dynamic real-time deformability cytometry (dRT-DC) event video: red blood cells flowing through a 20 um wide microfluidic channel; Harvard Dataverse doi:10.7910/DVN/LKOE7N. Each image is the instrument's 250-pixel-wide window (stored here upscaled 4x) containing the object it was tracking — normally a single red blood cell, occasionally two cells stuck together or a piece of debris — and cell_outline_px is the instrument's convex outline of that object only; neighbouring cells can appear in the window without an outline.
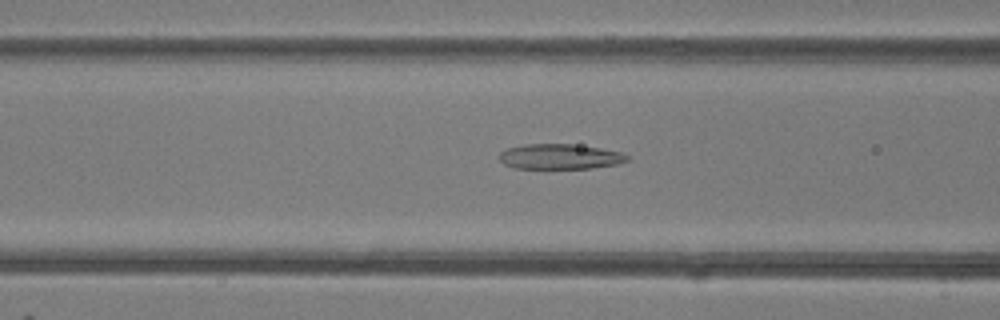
{"species": "common noctule bat (a hibernating species)", "species_latin": "Nyctalus noctula", "temperature_condition": "room temperature", "stored_images_in_passage": 40, "camera_frame_rate_fps": 3000, "um_per_image_px": 0.085, "animal": {"sex": "female"}, "frame": {"image": 1, "passage_image": 12, "time_ms": 3.667, "image_size_px": [1000, 320], "cell_outline_px": [[628, 160], [620, 164], [592, 168], [512, 168], [504, 164], [496, 156], [500, 152], [508, 148], [524, 144], [572, 144], [600, 148], [620, 152], [628, 156]], "centroid_in_image_um": [47.56, 13.31], "position_along_channel_um": 119.0, "area_um2": 18.84}}
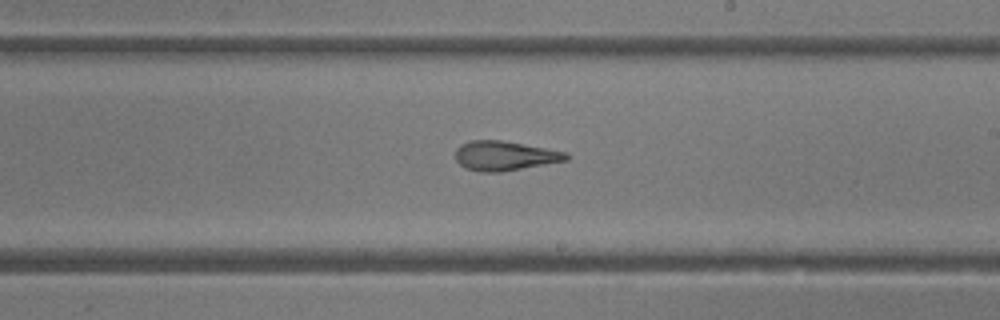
{"frame": {"image": 2, "passage_image": 21, "time_ms": 6.667, "image_size_px": [1000, 320], "cell_outline_px": [[568, 160], [500, 172], [480, 172], [464, 168], [456, 160], [456, 148], [460, 144], [468, 140], [500, 140], [568, 152]], "centroid_in_image_um": [42.86, 13.24], "position_along_channel_um": 246.1, "area_um2": 19.02}}
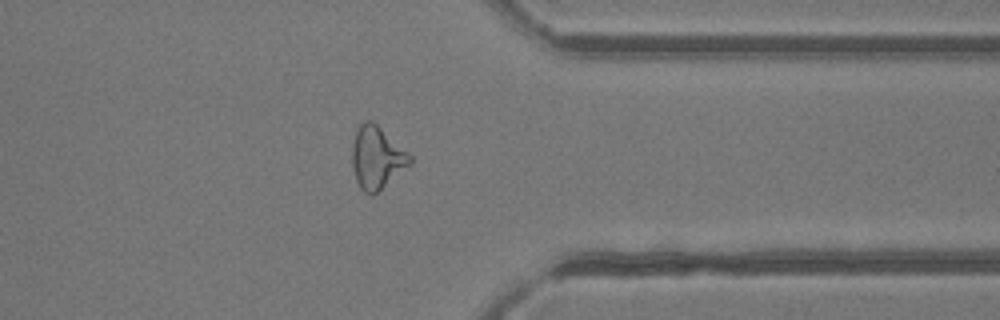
{"frame": {"image": 3, "passage_image": 31, "time_ms": 10.0, "image_size_px": [1000, 320], "cell_outline_px": [[412, 164], [372, 196], [364, 192], [360, 188], [356, 180], [352, 168], [352, 144], [356, 128], [364, 120], [372, 120], [408, 152], [412, 156]], "centroid_in_image_um": [32.02, 13.4], "position_along_channel_um": 379.4, "area_um2": 21.21}, "authors_computed_cell_mechanics": {"area_um2": 20.6057, "velocity_mm_per_s": 4.2308, "shape_relaxation_time_tau1_ms": null, "shape_relaxation_time_tau2_ms": 4.5353, "deformation_change_tau1": null, "deformation_change_tau2": 0.1804}}